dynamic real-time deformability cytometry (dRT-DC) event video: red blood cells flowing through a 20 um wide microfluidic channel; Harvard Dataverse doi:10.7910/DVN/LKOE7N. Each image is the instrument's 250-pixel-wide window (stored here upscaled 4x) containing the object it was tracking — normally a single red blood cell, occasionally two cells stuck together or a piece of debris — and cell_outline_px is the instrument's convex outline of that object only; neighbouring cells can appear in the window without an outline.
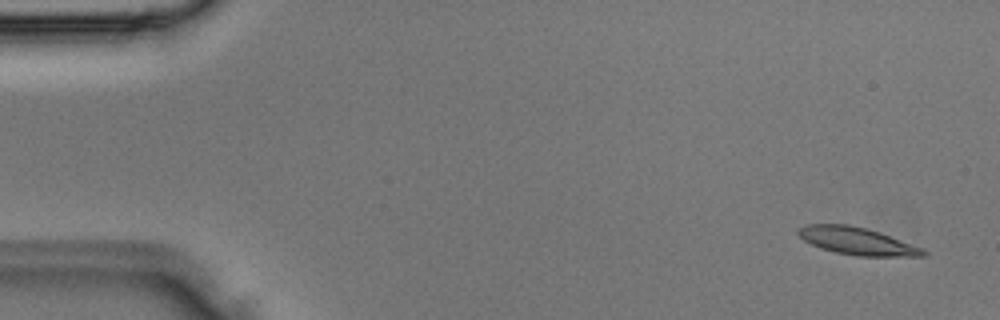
{"species": "Egyptian fruit bat (a non-hibernating species)", "species_latin": "Rousettus aegyptiacus", "temperature_condition": "room temperature", "stored_images_in_passage": 3, "camera_frame_rate_fps": 3000, "um_per_image_px": 0.085, "animal": {"sex": "male"}, "frame": {"image": 1, "passage_image": 1, "time_ms": 0.0, "image_size_px": [1000, 320], "cell_outline_px": [[928, 256], [856, 256], [836, 252], [820, 248], [804, 240], [796, 232], [796, 228], [808, 224], [848, 224], [880, 232], [924, 248], [928, 252]], "centroid_in_image_um": [72.87, 20.49], "position_along_channel_um": 12.1, "area_um2": 20.06}}